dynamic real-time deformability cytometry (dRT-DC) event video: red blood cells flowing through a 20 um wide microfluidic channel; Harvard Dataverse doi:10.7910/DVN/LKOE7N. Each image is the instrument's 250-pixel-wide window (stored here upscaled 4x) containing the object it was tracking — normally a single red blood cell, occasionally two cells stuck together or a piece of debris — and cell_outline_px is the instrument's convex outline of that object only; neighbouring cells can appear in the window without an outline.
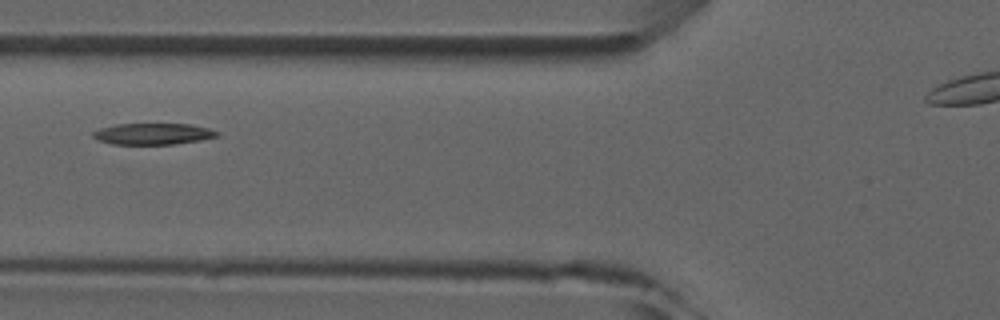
{"species": "common noctule bat (a hibernating species)", "species_latin": "Nyctalus noctula", "temperature_condition": "room temperature", "stored_images_in_passage": 6, "camera_frame_rate_fps": 3000, "um_per_image_px": 0.085, "animal": {"sex": "male", "forearm_length_mm": 52.5}, "frame": {"image": 1, "passage_image": 6, "time_ms": 5.667, "image_size_px": [1000, 320], "cell_outline_px": [[220, 136], [200, 140], [172, 144], [112, 144], [100, 140], [92, 136], [92, 132], [100, 128], [116, 124], [192, 124], [208, 128], [220, 132]], "centroid_in_image_um": [13.04, 11.37], "position_along_channel_um": 112.8, "area_um2": 15.37}}